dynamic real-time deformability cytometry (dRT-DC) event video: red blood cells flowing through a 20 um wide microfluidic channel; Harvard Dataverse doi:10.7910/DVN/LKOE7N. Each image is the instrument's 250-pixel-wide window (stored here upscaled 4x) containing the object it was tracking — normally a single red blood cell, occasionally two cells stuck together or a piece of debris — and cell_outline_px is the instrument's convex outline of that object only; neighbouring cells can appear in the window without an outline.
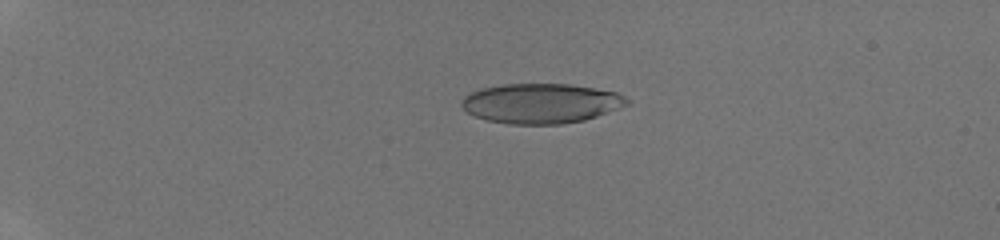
{"species": "human", "species_latin": "Homo sapiens", "temperature_condition": "room temperature", "stored_images_in_passage": 47, "camera_frame_rate_fps": 3000, "um_per_image_px": 0.085, "donor": {"sex": "male"}, "frame": {"image": 1, "passage_image": 13, "time_ms": 4.0, "image_size_px": [1000, 240], "cell_outline_px": [[628, 104], [596, 116], [584, 120], [560, 124], [508, 124], [488, 120], [476, 116], [468, 112], [460, 104], [460, 100], [464, 96], [472, 92], [484, 88], [504, 84], [568, 84], [616, 92], [624, 96], [628, 100]], "centroid_in_image_um": [45.95, 8.79], "position_along_channel_um": 39.0, "area_um2": 37.97}}
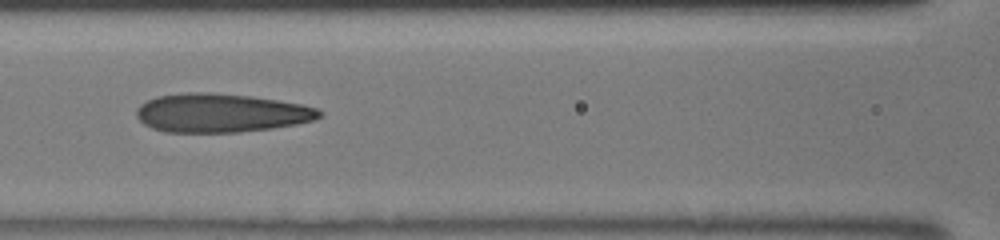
{"frame": {"image": 2, "passage_image": 25, "time_ms": 8.0, "image_size_px": [1000, 240], "cell_outline_px": [[324, 116], [316, 120], [296, 124], [272, 128], [240, 132], [164, 132], [152, 128], [144, 124], [136, 116], [136, 108], [140, 104], [156, 96], [188, 92], [212, 92], [252, 96], [300, 104], [316, 108], [324, 112]], "centroid_in_image_um": [18.79, 9.6], "position_along_channel_um": 147.8, "area_um2": 41.56}}
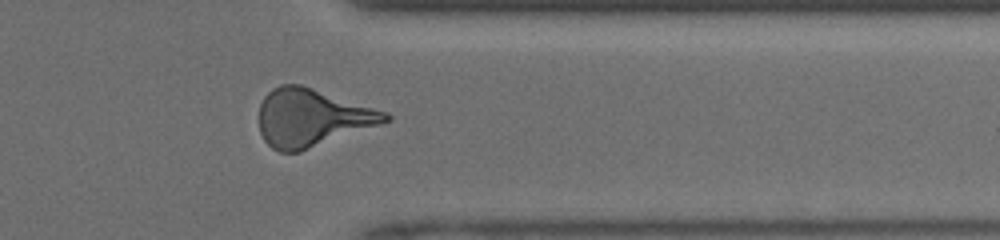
{"frame": {"image": 3, "passage_image": 40, "time_ms": 13.0, "image_size_px": [1000, 240], "cell_outline_px": [[392, 120], [300, 152], [280, 152], [272, 148], [264, 140], [260, 132], [260, 104], [264, 96], [272, 88], [280, 84], [300, 84], [388, 112], [392, 116]], "centroid_in_image_um": [26.51, 10.01], "position_along_channel_um": 384.9, "area_um2": 42.37}}